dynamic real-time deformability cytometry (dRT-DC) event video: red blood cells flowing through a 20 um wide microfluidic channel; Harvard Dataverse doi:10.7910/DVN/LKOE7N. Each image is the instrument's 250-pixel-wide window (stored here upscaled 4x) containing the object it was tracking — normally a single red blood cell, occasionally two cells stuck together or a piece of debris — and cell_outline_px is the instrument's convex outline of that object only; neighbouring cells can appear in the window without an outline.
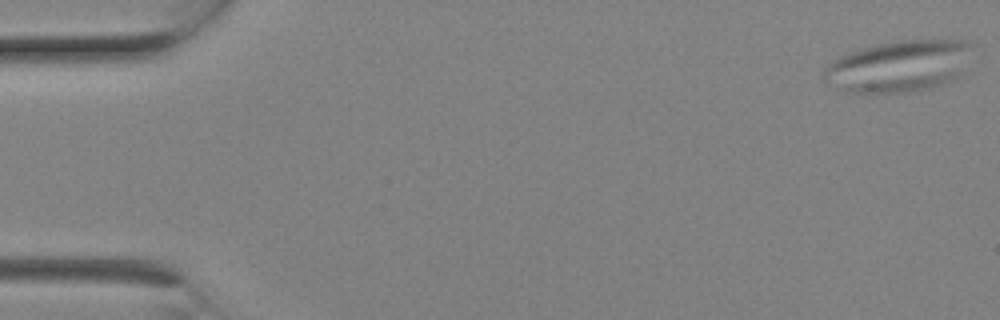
{"species": "Egyptian fruit bat (a non-hibernating species)", "species_latin": "Rousettus aegyptiacus", "temperature_condition": "room temperature", "stored_images_in_passage": 2, "camera_frame_rate_fps": 3000, "um_per_image_px": 0.085, "animal": {"sex": "female"}, "frame": {"image": 1, "passage_image": 2, "time_ms": 0.333, "image_size_px": [1000, 320], "cell_outline_px": [[972, 44], [960, 76], [944, 84], [928, 88], [908, 92], [852, 92], [828, 84], [824, 80], [824, 68], [828, 64], [840, 56], [864, 48], [880, 44], [900, 40], [972, 40]], "centroid_in_image_um": [76.42, 5.62], "position_along_channel_um": 8.6, "area_um2": 43.93}}